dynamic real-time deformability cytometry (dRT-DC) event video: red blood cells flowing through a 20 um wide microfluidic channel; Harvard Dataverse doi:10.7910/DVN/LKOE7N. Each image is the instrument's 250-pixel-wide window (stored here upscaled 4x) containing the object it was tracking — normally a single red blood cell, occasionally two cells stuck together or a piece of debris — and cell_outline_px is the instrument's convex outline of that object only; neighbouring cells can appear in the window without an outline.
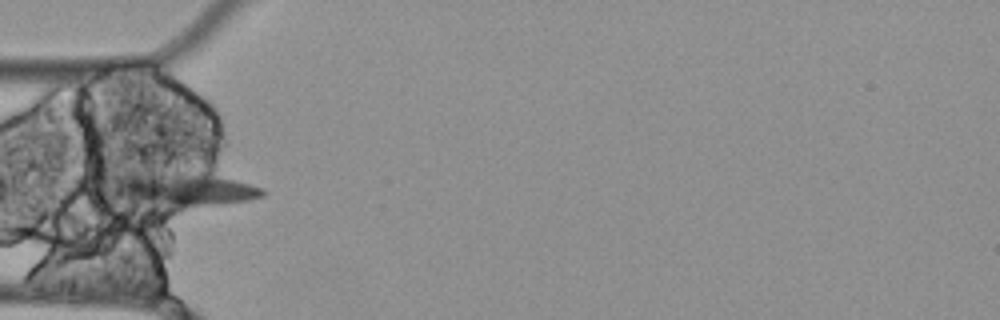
{"species": "Egyptian fruit bat (a non-hibernating species)", "species_latin": "Rousettus aegyptiacus", "temperature_condition": "cold", "stored_images_in_passage": 5, "camera_frame_rate_fps": 3000, "um_per_image_px": 0.085, "animal": {"sex": "female"}, "frame": {"image": 1, "passage_image": 5, "time_ms": 1.333, "image_size_px": [1000, 320], "cell_outline_px": [[268, 192], [264, 196], [248, 200], [172, 212], [112, 204], [100, 200], [96, 196], [112, 176], [168, 172], [204, 172], [264, 188]], "centroid_in_image_um": [14.98, 16.23], "position_along_channel_um": 70.0, "area_um2": 34.85}}